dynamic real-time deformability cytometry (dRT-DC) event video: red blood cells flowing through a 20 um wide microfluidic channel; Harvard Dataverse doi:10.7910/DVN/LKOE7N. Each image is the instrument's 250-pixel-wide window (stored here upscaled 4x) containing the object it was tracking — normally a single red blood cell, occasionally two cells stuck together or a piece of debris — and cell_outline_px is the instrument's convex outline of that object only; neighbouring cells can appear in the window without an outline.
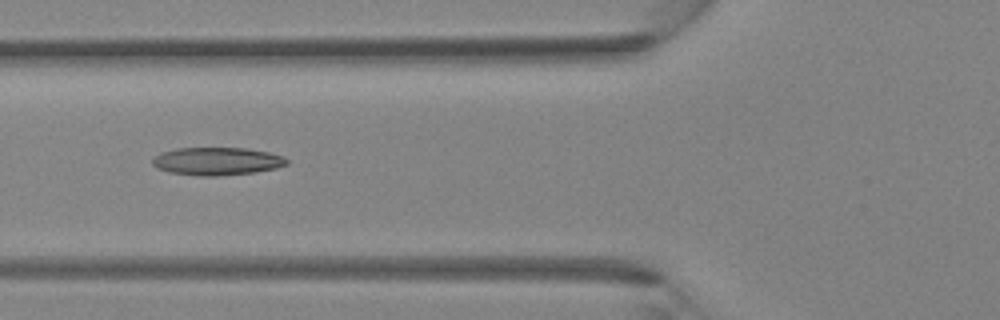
{"species": "Egyptian fruit bat (a non-hibernating species)", "species_latin": "Rousettus aegyptiacus", "temperature_condition": "room temperature", "stored_images_in_passage": 38, "camera_frame_rate_fps": 3000, "um_per_image_px": 0.085, "animal": {"sex": "female"}, "frame": {"image": 1, "passage_image": 14, "time_ms": 4.333, "image_size_px": [1000, 320], "cell_outline_px": [[288, 164], [276, 168], [256, 172], [216, 176], [200, 176], [168, 172], [156, 168], [152, 164], [152, 160], [160, 152], [176, 148], [244, 148], [268, 152], [284, 156], [288, 160]], "centroid_in_image_um": [18.43, 13.71], "position_along_channel_um": 107.4, "area_um2": 21.91}}
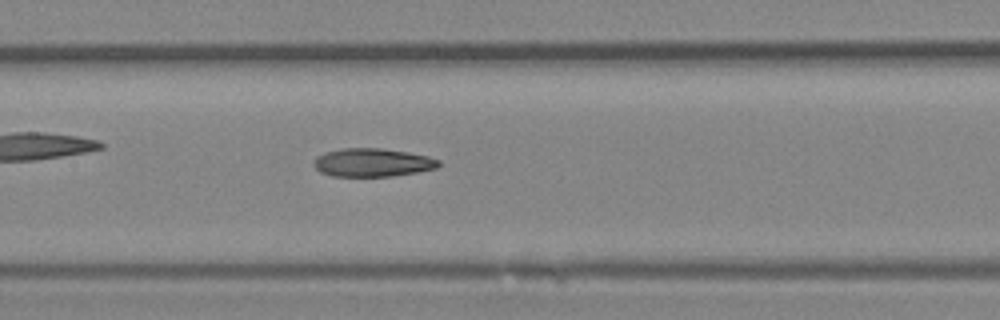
{"frame": {"image": 2, "passage_image": 18, "time_ms": 5.667, "image_size_px": [1000, 320], "cell_outline_px": [[440, 164], [436, 168], [416, 172], [392, 176], [332, 176], [320, 172], [312, 164], [316, 156], [324, 152], [344, 148], [380, 148], [408, 152], [428, 156], [440, 160]], "centroid_in_image_um": [31.63, 13.81], "position_along_channel_um": 175.8, "area_um2": 20.63}}
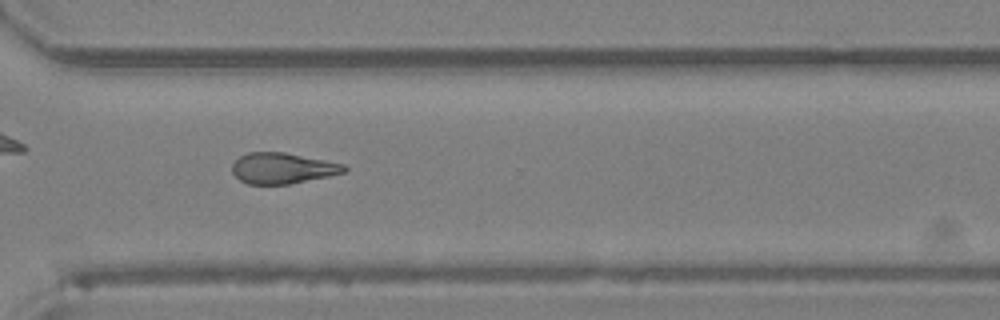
{"frame": {"image": 3, "passage_image": 28, "time_ms": 9.0, "image_size_px": [1000, 320], "cell_outline_px": [[348, 168], [344, 172], [328, 176], [288, 184], [248, 184], [240, 180], [232, 172], [232, 164], [240, 156], [248, 152], [284, 152], [344, 164]], "centroid_in_image_um": [23.99, 14.29], "position_along_channel_um": 346.6, "area_um2": 19.94}}